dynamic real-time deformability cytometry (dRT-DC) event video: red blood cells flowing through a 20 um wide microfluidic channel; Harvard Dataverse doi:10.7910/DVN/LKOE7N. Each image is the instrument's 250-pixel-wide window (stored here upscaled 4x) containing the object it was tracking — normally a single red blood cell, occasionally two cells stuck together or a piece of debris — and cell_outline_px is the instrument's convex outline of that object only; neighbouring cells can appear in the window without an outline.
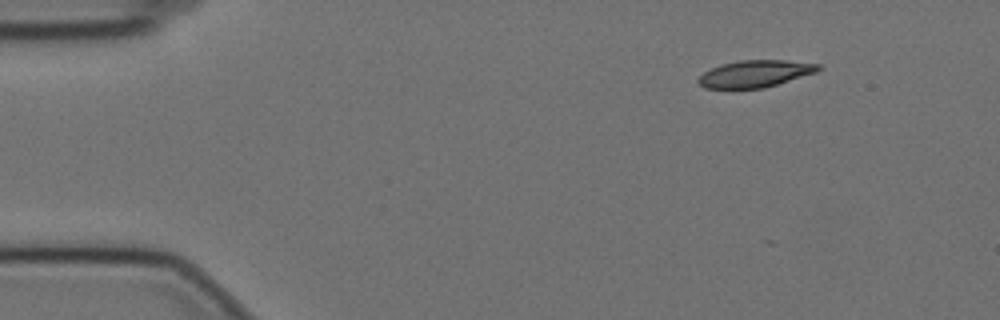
{"species": "Egyptian fruit bat (a non-hibernating species)", "species_latin": "Rousettus aegyptiacus", "temperature_condition": "cold", "stored_images_in_passage": 26, "camera_frame_rate_fps": 3000, "um_per_image_px": 0.085, "animal": {"sex": "female"}, "frame": {"image": 1, "passage_image": 1, "time_ms": 0.0, "image_size_px": [1000, 320], "cell_outline_px": [[824, 68], [816, 72], [764, 88], [704, 88], [696, 80], [704, 72], [720, 64], [740, 60], [784, 60], [820, 64]], "centroid_in_image_um": [64.2, 6.26], "position_along_channel_um": 20.8, "area_um2": 18.79}}
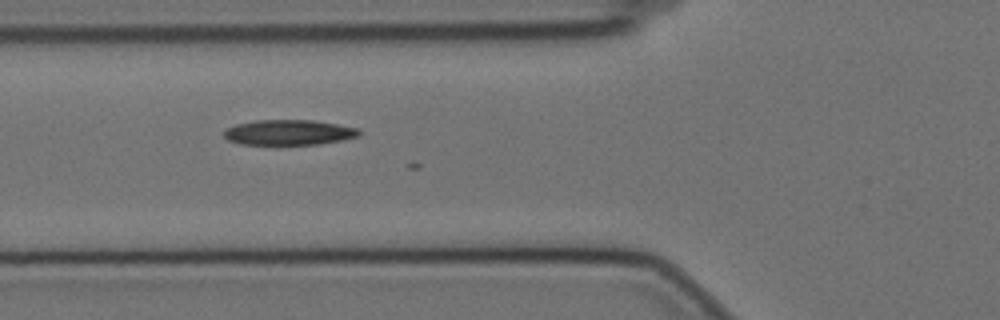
{"frame": {"image": 2, "passage_image": 15, "time_ms": 4.667, "image_size_px": [1000, 320], "cell_outline_px": [[364, 132], [360, 136], [344, 140], [320, 144], [240, 144], [228, 140], [224, 136], [224, 128], [236, 124], [256, 120], [312, 120], [360, 128]], "centroid_in_image_um": [24.6, 11.25], "position_along_channel_um": 101.2, "area_um2": 20.11}}
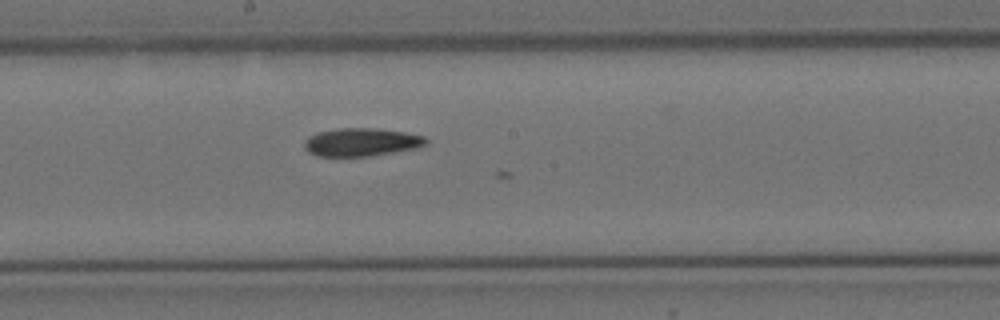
{"frame": {"image": 3, "passage_image": 25, "time_ms": 8.0, "image_size_px": [1000, 320], "cell_outline_px": [[428, 144], [416, 148], [368, 156], [316, 156], [308, 152], [304, 148], [304, 140], [308, 136], [316, 132], [340, 128], [376, 128], [404, 132], [424, 136], [428, 140]], "centroid_in_image_um": [30.69, 12.07], "position_along_channel_um": 217.5, "area_um2": 20.0}}